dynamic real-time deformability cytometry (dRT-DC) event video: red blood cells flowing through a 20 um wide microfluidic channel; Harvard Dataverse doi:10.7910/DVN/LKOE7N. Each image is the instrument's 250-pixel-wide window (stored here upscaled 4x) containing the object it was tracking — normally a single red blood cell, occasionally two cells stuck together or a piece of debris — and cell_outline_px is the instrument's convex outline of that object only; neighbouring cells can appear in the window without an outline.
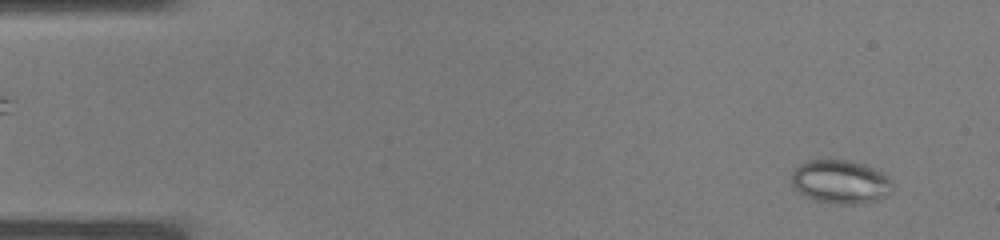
{"species": "common noctule bat (a hibernating species)", "species_latin": "Nyctalus noctula", "temperature_condition": "warm", "stored_images_in_passage": 37, "camera_frame_rate_fps": 3000, "um_per_image_px": 0.085, "animal": {"sex": "male", "body_mass_g": 19.0, "forearm_length_mm": 50.8}, "frame": {"image": 1, "passage_image": 2, "time_ms": 0.333, "image_size_px": [1000, 240], "cell_outline_px": [[892, 192], [876, 200], [860, 204], [836, 204], [816, 200], [792, 188], [792, 172], [800, 164], [808, 160], [848, 160], [864, 164], [888, 176], [892, 180]], "centroid_in_image_um": [71.45, 15.45], "position_along_channel_um": 13.6, "area_um2": 25.55}}
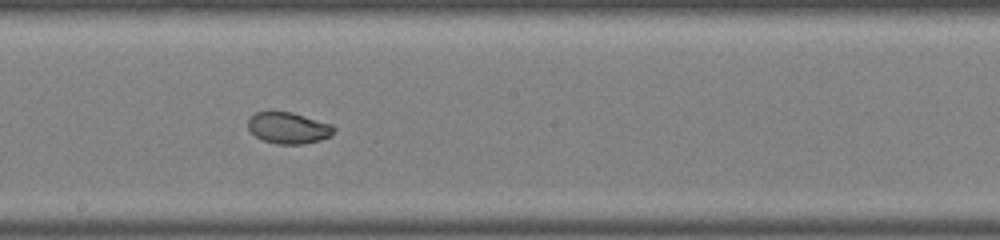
{"frame": {"image": 2, "passage_image": 20, "time_ms": 6.333, "image_size_px": [1000, 240], "cell_outline_px": [[336, 128], [332, 136], [320, 140], [304, 144], [276, 144], [264, 140], [256, 136], [248, 128], [248, 120], [256, 112], [292, 112], [332, 124]], "centroid_in_image_um": [24.56, 10.88], "position_along_channel_um": 223.6, "area_um2": 15.66}}
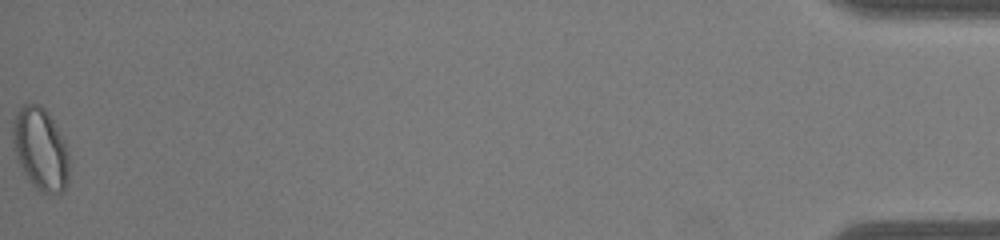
{"frame": {"image": 3, "passage_image": 37, "time_ms": 12.0, "image_size_px": [1000, 240], "cell_outline_px": [[68, 184], [64, 192], [44, 192], [36, 188], [32, 184], [16, 160], [12, 140], [12, 120], [20, 108], [24, 104], [40, 104], [48, 112], [64, 140], [68, 156]], "centroid_in_image_um": [3.42, 12.65], "position_along_channel_um": 431.8, "area_um2": 26.99}}